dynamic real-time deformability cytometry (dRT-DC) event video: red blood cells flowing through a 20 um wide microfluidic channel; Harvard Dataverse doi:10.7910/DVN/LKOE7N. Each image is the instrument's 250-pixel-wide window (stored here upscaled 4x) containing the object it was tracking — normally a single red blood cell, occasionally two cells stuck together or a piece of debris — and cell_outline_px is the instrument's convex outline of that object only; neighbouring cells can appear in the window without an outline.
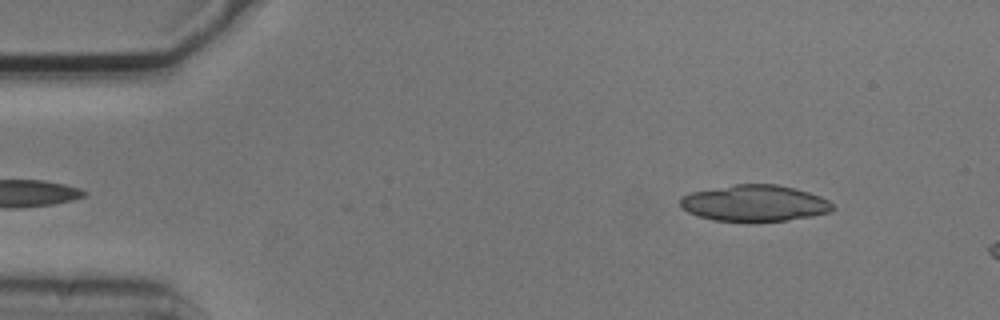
{"species": "common noctule bat (a hibernating species)", "species_latin": "Nyctalus noctula", "temperature_condition": "cold", "stored_images_in_passage": 4, "segment_of_instrument_passage": [2, 2], "camera_frame_rate_fps": 3000, "um_per_image_px": 0.085, "animal": {"sex": "male", "body_mass_g": 20.5, "forearm_length_mm": 52.5}, "frame": {"image": 1, "passage_image": 4, "time_ms": 1.0, "image_size_px": [1000, 320], "cell_outline_px": [[836, 208], [832, 212], [812, 216], [788, 220], [712, 220], [688, 212], [680, 208], [680, 196], [692, 192], [736, 184], [776, 184], [796, 188], [820, 196], [828, 200]], "centroid_in_image_um": [64.16, 17.25], "position_along_channel_um": 20.8, "area_um2": 32.02}}